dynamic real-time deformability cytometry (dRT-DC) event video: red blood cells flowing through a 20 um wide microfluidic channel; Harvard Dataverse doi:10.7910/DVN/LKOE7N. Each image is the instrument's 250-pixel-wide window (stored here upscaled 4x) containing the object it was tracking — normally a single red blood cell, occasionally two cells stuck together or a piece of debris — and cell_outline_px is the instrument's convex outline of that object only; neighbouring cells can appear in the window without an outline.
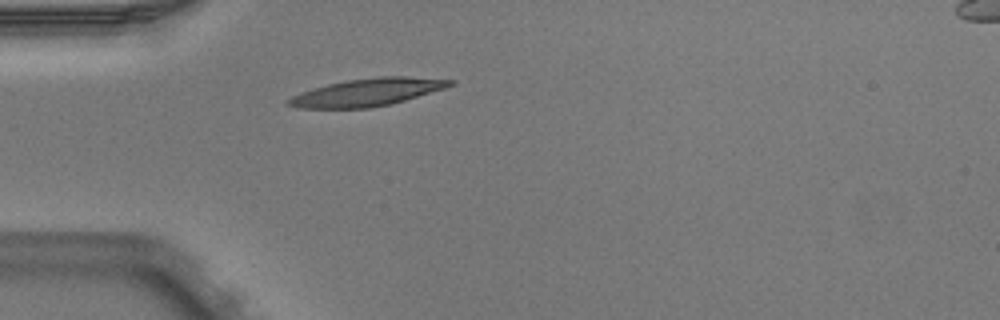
{"species": "Egyptian fruit bat (a non-hibernating species)", "species_latin": "Rousettus aegyptiacus", "temperature_condition": "warm", "stored_images_in_passage": 2, "camera_frame_rate_fps": 3000, "um_per_image_px": 0.085, "animal": {"sex": "male"}, "frame": {"image": 1, "passage_image": 1, "time_ms": 0.0, "image_size_px": [1000, 320], "cell_outline_px": [[456, 80], [452, 84], [444, 88], [404, 100], [388, 104], [368, 108], [296, 108], [284, 104], [284, 100], [300, 92], [328, 84], [348, 80], [380, 76], [404, 76]], "centroid_in_image_um": [31.13, 7.84], "position_along_channel_um": 53.9, "area_um2": 25.72}}